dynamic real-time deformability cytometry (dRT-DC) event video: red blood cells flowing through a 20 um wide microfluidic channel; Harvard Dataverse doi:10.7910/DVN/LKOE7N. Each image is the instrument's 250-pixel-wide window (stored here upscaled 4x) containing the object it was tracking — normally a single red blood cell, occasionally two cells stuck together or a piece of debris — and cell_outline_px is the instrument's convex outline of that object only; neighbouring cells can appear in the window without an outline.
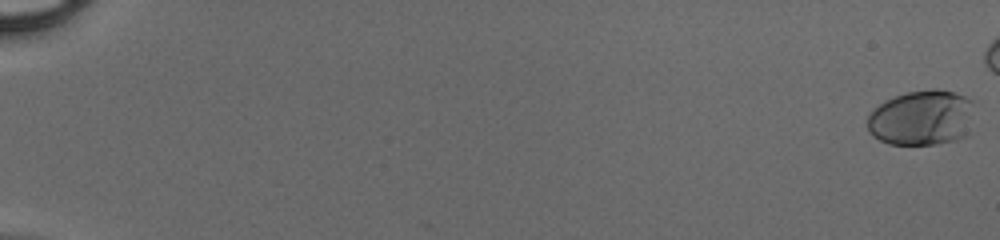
{"species": "human", "species_latin": "Homo sapiens", "temperature_condition": "cold", "stored_images_in_passage": 47, "camera_frame_rate_fps": 3000, "um_per_image_px": 0.085, "donor": {"sex": "male"}, "frame": {"image": 1, "passage_image": 1, "time_ms": 0.0, "image_size_px": [1000, 240], "cell_outline_px": [[976, 100], [968, 136], [956, 140], [936, 144], [888, 144], [872, 136], [868, 132], [868, 116], [880, 104], [896, 96], [908, 92], [932, 88], [936, 88], [956, 92]], "centroid_in_image_um": [78.43, 10.01], "position_along_channel_um": 6.6, "area_um2": 35.03}}
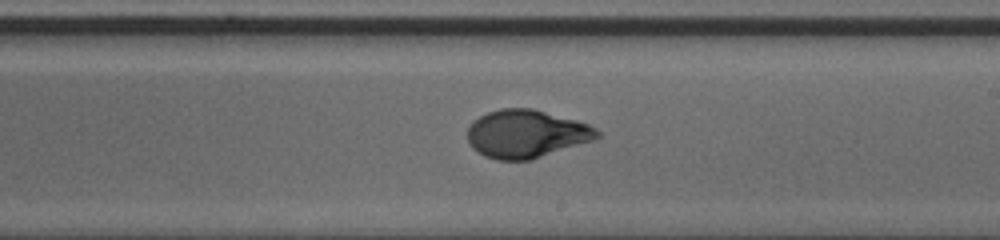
{"frame": {"image": 2, "passage_image": 33, "time_ms": 10.667, "image_size_px": [1000, 240], "cell_outline_px": [[600, 136], [592, 140], [532, 160], [496, 160], [484, 156], [472, 148], [468, 140], [468, 128], [472, 120], [488, 112], [500, 108], [532, 108], [576, 120], [588, 124], [596, 128], [600, 132]], "centroid_in_image_um": [44.71, 11.38], "position_along_channel_um": 244.3, "area_um2": 36.3}}
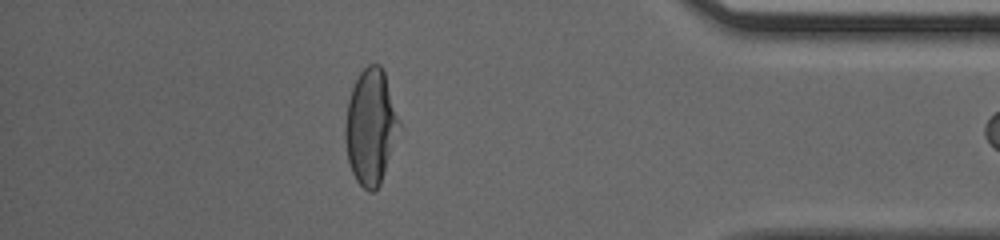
{"frame": {"image": 3, "passage_image": 46, "time_ms": 15.0, "image_size_px": [1000, 240], "cell_outline_px": [[404, 128], [380, 184], [372, 192], [368, 192], [356, 180], [352, 172], [348, 160], [344, 136], [344, 124], [348, 100], [352, 88], [360, 72], [368, 64], [380, 64], [384, 72]], "centroid_in_image_um": [31.56, 10.8], "position_along_channel_um": 403.6, "area_um2": 37.28}}